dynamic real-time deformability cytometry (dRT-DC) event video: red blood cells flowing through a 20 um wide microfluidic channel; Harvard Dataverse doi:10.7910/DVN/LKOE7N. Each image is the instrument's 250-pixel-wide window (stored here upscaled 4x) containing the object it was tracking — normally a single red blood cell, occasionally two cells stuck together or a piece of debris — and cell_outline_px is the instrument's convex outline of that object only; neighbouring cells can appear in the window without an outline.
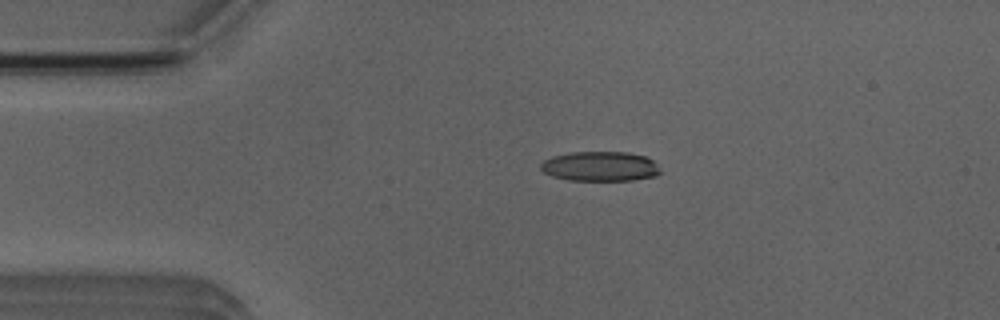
{"species": "Egyptian fruit bat (a non-hibernating species)", "species_latin": "Rousettus aegyptiacus", "temperature_condition": "room temperature", "stored_images_in_passage": 42, "camera_frame_rate_fps": 3000, "um_per_image_px": 0.085, "animal": {"sex": "male"}, "frame": {"image": 1, "passage_image": 1, "time_ms": 0.0, "image_size_px": [1000, 320], "cell_outline_px": [[660, 172], [656, 176], [632, 180], [568, 180], [552, 176], [544, 172], [540, 168], [540, 164], [544, 160], [552, 156], [572, 152], [628, 152], [644, 156], [652, 160], [660, 168]], "centroid_in_image_um": [51.0, 14.14], "position_along_channel_um": 34.0, "area_um2": 20.69}}
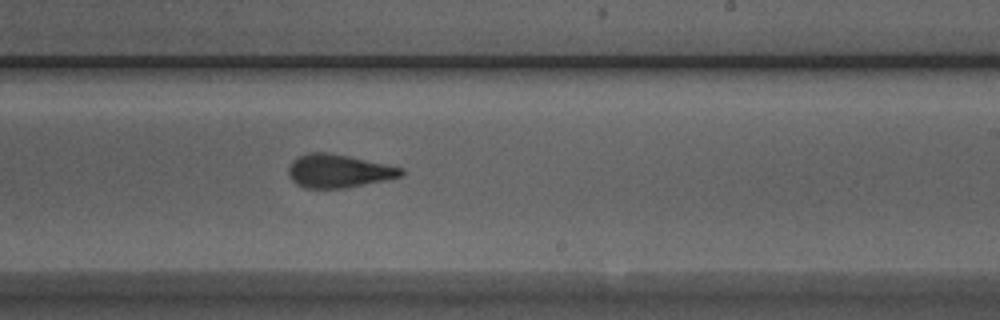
{"frame": {"image": 2, "passage_image": 21, "time_ms": 6.667, "image_size_px": [1000, 320], "cell_outline_px": [[404, 176], [344, 188], [304, 188], [296, 184], [288, 176], [288, 168], [292, 160], [308, 152], [324, 152], [348, 156], [388, 164], [404, 168]], "centroid_in_image_um": [28.77, 14.53], "position_along_channel_um": 260.2, "area_um2": 21.91}}
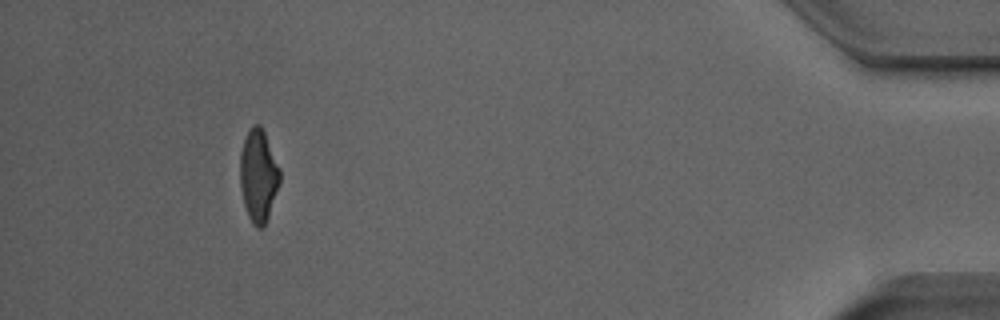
{"frame": {"image": 3, "passage_image": 38, "time_ms": 12.333, "image_size_px": [1000, 320], "cell_outline_px": [[280, 184], [264, 228], [256, 228], [252, 224], [248, 216], [244, 204], [240, 188], [240, 152], [244, 140], [252, 124], [260, 124], [264, 132], [280, 168]], "centroid_in_image_um": [21.96, 14.96], "position_along_channel_um": 413.2, "area_um2": 21.56}, "authors_computed_cell_mechanics": {"area_um2": 22.2241, "velocity_mm_per_s": 3.9431, "shape_relaxation_time_tau1_ms": 4.8655, "shape_relaxation_time_tau2_ms": 1.3924, "deformation_change_tau1": 0.1765, "deformation_change_tau2": 0.0941}}